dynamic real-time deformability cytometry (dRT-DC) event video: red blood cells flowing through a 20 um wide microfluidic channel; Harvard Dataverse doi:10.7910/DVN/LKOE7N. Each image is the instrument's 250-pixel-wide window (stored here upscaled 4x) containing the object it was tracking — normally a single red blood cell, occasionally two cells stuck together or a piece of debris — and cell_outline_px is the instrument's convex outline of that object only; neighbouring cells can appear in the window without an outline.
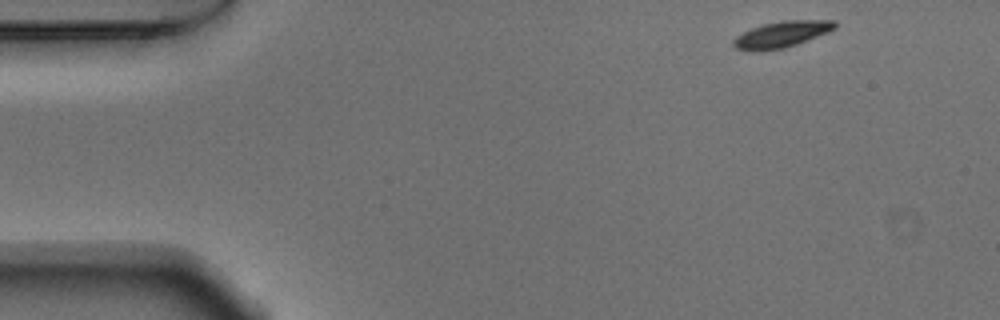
{"species": "Egyptian fruit bat (a non-hibernating species)", "species_latin": "Rousettus aegyptiacus", "temperature_condition": "warm", "stored_images_in_passage": 49, "camera_frame_rate_fps": 3000, "um_per_image_px": 0.085, "animal": {"sex": "male"}, "frame": {"image": 1, "passage_image": 1, "time_ms": 0.0, "image_size_px": [1000, 320], "cell_outline_px": [[836, 28], [828, 32], [796, 44], [784, 48], [756, 52], [748, 52], [736, 48], [732, 44], [732, 40], [736, 36], [752, 28], [764, 24], [780, 20], [836, 20]], "centroid_in_image_um": [66.41, 2.93], "position_along_channel_um": 18.6, "area_um2": 15.61}}
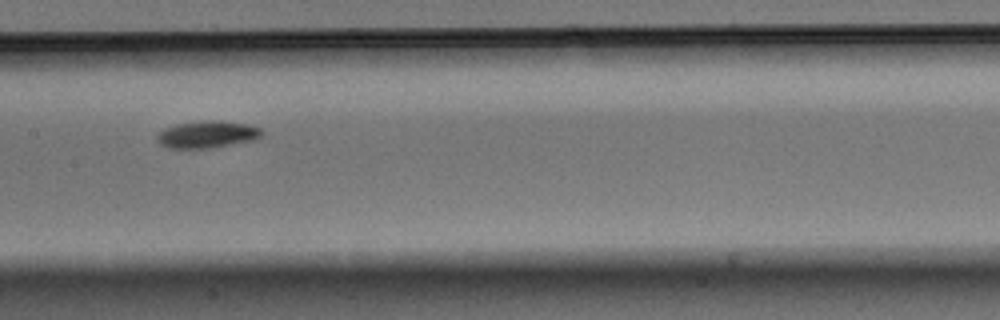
{"frame": {"image": 2, "passage_image": 22, "time_ms": 7.0, "image_size_px": [1000, 320], "cell_outline_px": [[264, 136], [256, 140], [212, 148], [168, 148], [160, 144], [156, 140], [156, 136], [164, 128], [176, 124], [200, 120], [220, 120], [248, 124], [260, 128], [264, 132]], "centroid_in_image_um": [17.65, 11.42], "position_along_channel_um": 189.7, "area_um2": 16.94}}
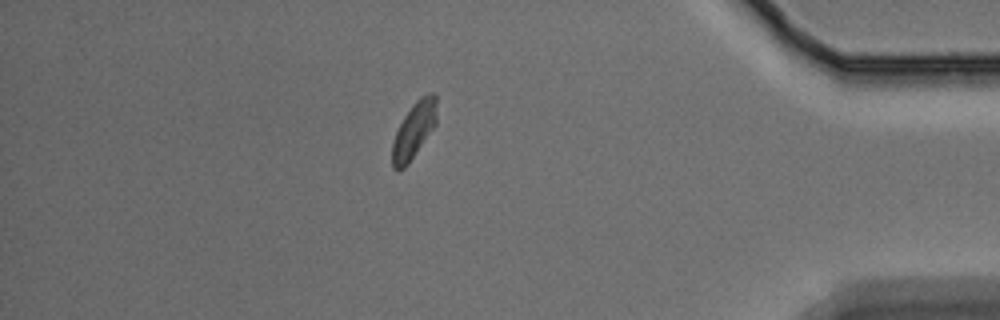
{"frame": {"image": 3, "passage_image": 42, "time_ms": 13.667, "image_size_px": [1000, 320], "cell_outline_px": [[436, 124], [408, 164], [404, 168], [396, 172], [392, 168], [392, 144], [396, 132], [404, 116], [412, 104], [420, 96], [428, 92], [436, 92]], "centroid_in_image_um": [35.18, 11.06], "position_along_channel_um": 400.0, "area_um2": 14.62}, "authors_computed_cell_mechanics": {"area_um2": 15.2014, "velocity_mm_per_s": 3.7378, "shape_relaxation_time_tau1_ms": 1.7848, "shape_relaxation_time_tau2_ms": null, "deformation_change_tau1": 0.1209, "deformation_change_tau2": null}}